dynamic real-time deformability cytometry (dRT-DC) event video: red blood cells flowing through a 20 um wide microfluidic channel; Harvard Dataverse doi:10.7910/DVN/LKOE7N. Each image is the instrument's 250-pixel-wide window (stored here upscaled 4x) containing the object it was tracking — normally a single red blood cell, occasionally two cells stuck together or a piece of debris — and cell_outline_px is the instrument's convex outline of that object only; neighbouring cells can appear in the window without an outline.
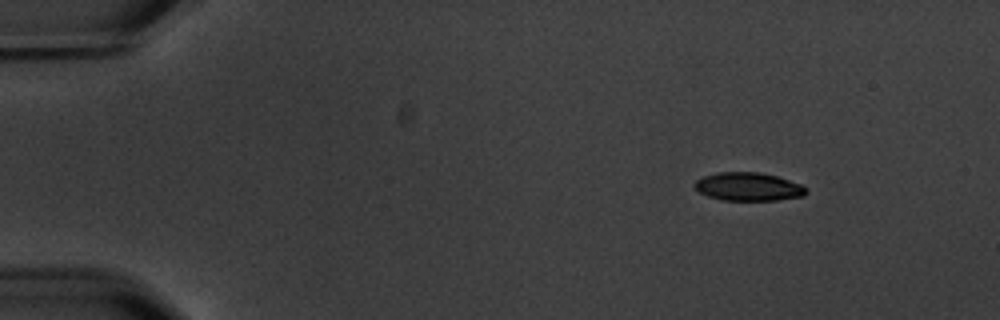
{"species": "common noctule bat (a hibernating species)", "species_latin": "Nyctalus noctula", "temperature_condition": "warm", "stored_images_in_passage": 6, "camera_frame_rate_fps": 3000, "um_per_image_px": 0.085, "animal": {"sex": "male", "body_mass_g": 20.1, "forearm_length_mm": 53.5}, "frame": {"image": 1, "passage_image": 2, "time_ms": 1.0, "image_size_px": [1000, 320], "cell_outline_px": [[808, 192], [804, 196], [776, 200], [720, 200], [708, 196], [700, 192], [692, 184], [696, 180], [704, 176], [716, 172], [760, 172], [776, 176], [800, 184], [808, 188]], "centroid_in_image_um": [63.61, 15.87], "position_along_channel_um": 21.4, "area_um2": 18.44}}
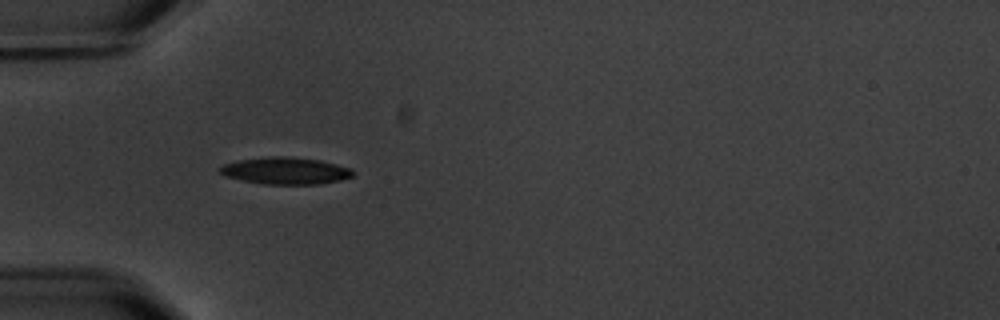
{"frame": {"image": 2, "passage_image": 5, "time_ms": 4.667, "image_size_px": [1000, 320], "cell_outline_px": [[352, 176], [340, 180], [320, 184], [264, 184], [224, 176], [216, 168], [224, 164], [240, 160], [268, 156], [284, 156], [320, 160], [352, 168]], "centroid_in_image_um": [24.25, 14.51], "position_along_channel_um": 60.8, "area_um2": 20.81}}